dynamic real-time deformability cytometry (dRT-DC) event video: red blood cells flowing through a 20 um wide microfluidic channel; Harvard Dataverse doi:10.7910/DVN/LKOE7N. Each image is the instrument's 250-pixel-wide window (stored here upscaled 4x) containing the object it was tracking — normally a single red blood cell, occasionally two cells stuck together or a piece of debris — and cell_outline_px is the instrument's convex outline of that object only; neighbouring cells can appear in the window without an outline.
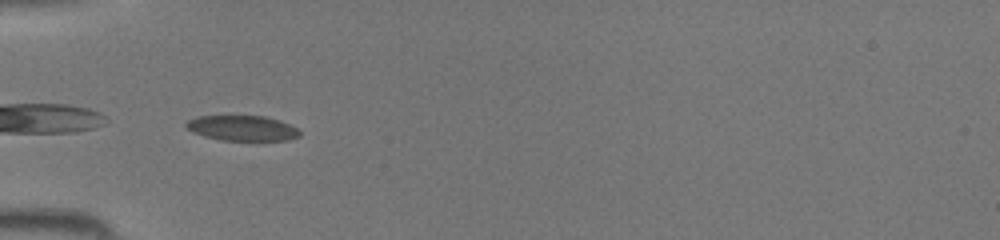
{"species": "common noctule bat (a hibernating species)", "species_latin": "Nyctalus noctula", "temperature_condition": "room temperature", "stored_images_in_passage": 26, "camera_frame_rate_fps": 3000, "um_per_image_px": 0.085, "animal": {"sex": "female", "body_mass_g": 19.5, "forearm_length_mm": 54.1}, "frame": {"image": 1, "passage_image": 2, "time_ms": 0.333, "image_size_px": [1000, 240], "cell_outline_px": [[300, 136], [288, 140], [220, 140], [204, 136], [192, 132], [184, 124], [188, 120], [196, 116], [264, 116], [280, 120], [296, 128], [300, 132]], "centroid_in_image_um": [20.57, 10.89], "position_along_channel_um": 64.4, "area_um2": 16.65}}
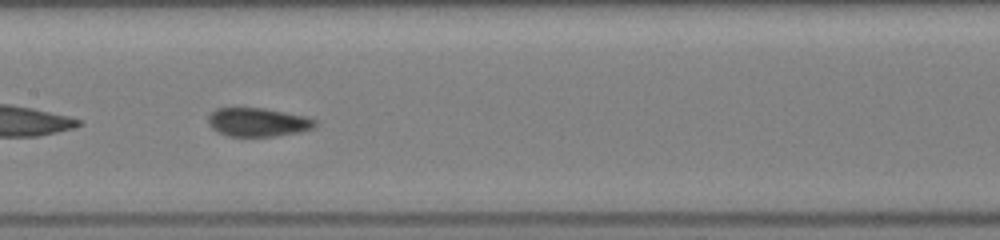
{"frame": {"image": 2, "passage_image": 10, "time_ms": 3.0, "image_size_px": [1000, 240], "cell_outline_px": [[316, 124], [312, 128], [300, 132], [276, 136], [228, 136], [212, 128], [208, 124], [208, 116], [216, 108], [264, 108], [304, 116], [316, 120]], "centroid_in_image_um": [21.9, 10.38], "position_along_channel_um": 185.5, "area_um2": 17.69}}
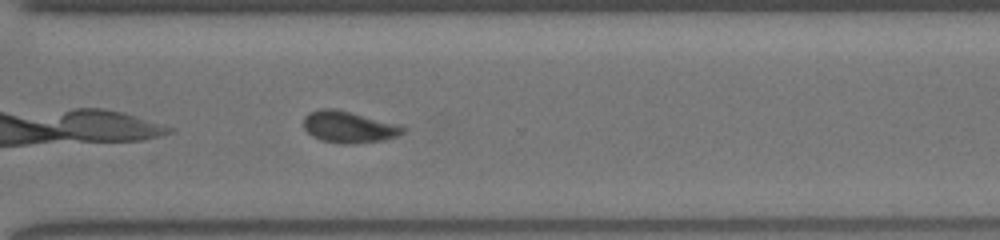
{"frame": {"image": 3, "passage_image": 20, "time_ms": 6.333, "image_size_px": [1000, 240], "cell_outline_px": [[408, 128], [404, 132], [396, 136], [384, 140], [352, 144], [340, 144], [320, 140], [312, 136], [304, 128], [304, 116], [308, 112], [320, 108], [336, 108], [400, 124]], "centroid_in_image_um": [29.65, 10.78], "position_along_channel_um": 340.9, "area_um2": 18.67}}